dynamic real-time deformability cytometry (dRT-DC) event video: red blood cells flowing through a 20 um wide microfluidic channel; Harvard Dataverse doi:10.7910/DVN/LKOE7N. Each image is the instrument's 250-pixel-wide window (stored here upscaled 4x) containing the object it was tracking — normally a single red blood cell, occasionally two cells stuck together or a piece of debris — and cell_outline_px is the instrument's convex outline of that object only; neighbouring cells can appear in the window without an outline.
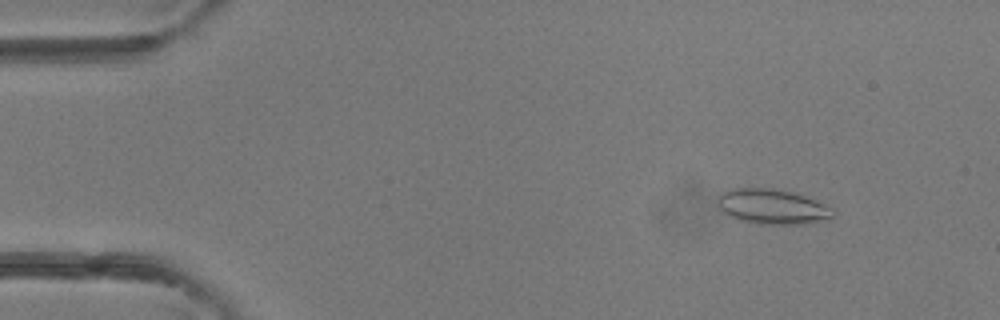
{"species": "common noctule bat (a hibernating species)", "species_latin": "Nyctalus noctula", "temperature_condition": "room temperature", "stored_images_in_passage": 4, "camera_frame_rate_fps": 3000, "um_per_image_px": 0.085, "animal": {"sex": "female"}, "frame": {"image": 1, "passage_image": 2, "time_ms": 1.333, "image_size_px": [1000, 320], "cell_outline_px": [[836, 216], [828, 220], [804, 224], [756, 224], [740, 220], [728, 216], [716, 208], [720, 196], [724, 192], [732, 188], [772, 188], [796, 192], [816, 200], [832, 208], [836, 212]], "centroid_in_image_um": [65.69, 17.57], "position_along_channel_um": 19.3, "area_um2": 24.04}}